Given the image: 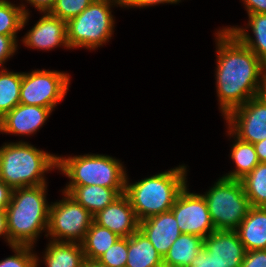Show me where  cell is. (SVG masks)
Instances as JSON below:
<instances>
[{
  "instance_id": "obj_1",
  "label": "cell",
  "mask_w": 266,
  "mask_h": 267,
  "mask_svg": "<svg viewBox=\"0 0 266 267\" xmlns=\"http://www.w3.org/2000/svg\"><path fill=\"white\" fill-rule=\"evenodd\" d=\"M216 88L220 110L225 117L249 99L260 95L266 65L231 31L216 34Z\"/></svg>"
},
{
  "instance_id": "obj_2",
  "label": "cell",
  "mask_w": 266,
  "mask_h": 267,
  "mask_svg": "<svg viewBox=\"0 0 266 267\" xmlns=\"http://www.w3.org/2000/svg\"><path fill=\"white\" fill-rule=\"evenodd\" d=\"M47 185L13 189L6 209L9 245L32 246L40 233L48 229Z\"/></svg>"
},
{
  "instance_id": "obj_3",
  "label": "cell",
  "mask_w": 266,
  "mask_h": 267,
  "mask_svg": "<svg viewBox=\"0 0 266 267\" xmlns=\"http://www.w3.org/2000/svg\"><path fill=\"white\" fill-rule=\"evenodd\" d=\"M186 166L155 174L130 184L126 176L125 195L139 221L169 211L187 185Z\"/></svg>"
},
{
  "instance_id": "obj_4",
  "label": "cell",
  "mask_w": 266,
  "mask_h": 267,
  "mask_svg": "<svg viewBox=\"0 0 266 267\" xmlns=\"http://www.w3.org/2000/svg\"><path fill=\"white\" fill-rule=\"evenodd\" d=\"M57 168V155L39 150L27 142L0 147V180L12 189L47 184L44 173Z\"/></svg>"
},
{
  "instance_id": "obj_5",
  "label": "cell",
  "mask_w": 266,
  "mask_h": 267,
  "mask_svg": "<svg viewBox=\"0 0 266 267\" xmlns=\"http://www.w3.org/2000/svg\"><path fill=\"white\" fill-rule=\"evenodd\" d=\"M123 167L119 160L107 155L57 156L58 170L70 178L66 186L100 185L125 189L127 174Z\"/></svg>"
},
{
  "instance_id": "obj_6",
  "label": "cell",
  "mask_w": 266,
  "mask_h": 267,
  "mask_svg": "<svg viewBox=\"0 0 266 267\" xmlns=\"http://www.w3.org/2000/svg\"><path fill=\"white\" fill-rule=\"evenodd\" d=\"M121 6V0H94L81 14L66 22L67 42L71 49H96L113 34L114 18L111 6Z\"/></svg>"
},
{
  "instance_id": "obj_7",
  "label": "cell",
  "mask_w": 266,
  "mask_h": 267,
  "mask_svg": "<svg viewBox=\"0 0 266 267\" xmlns=\"http://www.w3.org/2000/svg\"><path fill=\"white\" fill-rule=\"evenodd\" d=\"M203 197L215 230H236L251 208L240 180L221 177Z\"/></svg>"
},
{
  "instance_id": "obj_8",
  "label": "cell",
  "mask_w": 266,
  "mask_h": 267,
  "mask_svg": "<svg viewBox=\"0 0 266 267\" xmlns=\"http://www.w3.org/2000/svg\"><path fill=\"white\" fill-rule=\"evenodd\" d=\"M64 198L50 204L48 229L45 236L51 241L82 243L93 222V215L68 193Z\"/></svg>"
},
{
  "instance_id": "obj_9",
  "label": "cell",
  "mask_w": 266,
  "mask_h": 267,
  "mask_svg": "<svg viewBox=\"0 0 266 267\" xmlns=\"http://www.w3.org/2000/svg\"><path fill=\"white\" fill-rule=\"evenodd\" d=\"M70 76L64 72L33 70L22 72L20 103L54 109L69 90Z\"/></svg>"
},
{
  "instance_id": "obj_10",
  "label": "cell",
  "mask_w": 266,
  "mask_h": 267,
  "mask_svg": "<svg viewBox=\"0 0 266 267\" xmlns=\"http://www.w3.org/2000/svg\"><path fill=\"white\" fill-rule=\"evenodd\" d=\"M224 118L229 136L252 144L266 139V100L261 95L249 99Z\"/></svg>"
},
{
  "instance_id": "obj_11",
  "label": "cell",
  "mask_w": 266,
  "mask_h": 267,
  "mask_svg": "<svg viewBox=\"0 0 266 267\" xmlns=\"http://www.w3.org/2000/svg\"><path fill=\"white\" fill-rule=\"evenodd\" d=\"M187 187L179 193L170 210L182 233L206 238L215 231L207 202L202 194L190 193Z\"/></svg>"
},
{
  "instance_id": "obj_12",
  "label": "cell",
  "mask_w": 266,
  "mask_h": 267,
  "mask_svg": "<svg viewBox=\"0 0 266 267\" xmlns=\"http://www.w3.org/2000/svg\"><path fill=\"white\" fill-rule=\"evenodd\" d=\"M203 248L216 267H241L246 253L236 230H215L203 239Z\"/></svg>"
},
{
  "instance_id": "obj_13",
  "label": "cell",
  "mask_w": 266,
  "mask_h": 267,
  "mask_svg": "<svg viewBox=\"0 0 266 267\" xmlns=\"http://www.w3.org/2000/svg\"><path fill=\"white\" fill-rule=\"evenodd\" d=\"M93 221L121 238H128L139 230V223L136 213L131 206L128 197L122 194L113 203L98 211L93 216Z\"/></svg>"
},
{
  "instance_id": "obj_14",
  "label": "cell",
  "mask_w": 266,
  "mask_h": 267,
  "mask_svg": "<svg viewBox=\"0 0 266 267\" xmlns=\"http://www.w3.org/2000/svg\"><path fill=\"white\" fill-rule=\"evenodd\" d=\"M43 14L45 15L23 37V44L41 50H51L60 45L70 49L67 42L66 21L52 16L49 12Z\"/></svg>"
},
{
  "instance_id": "obj_15",
  "label": "cell",
  "mask_w": 266,
  "mask_h": 267,
  "mask_svg": "<svg viewBox=\"0 0 266 267\" xmlns=\"http://www.w3.org/2000/svg\"><path fill=\"white\" fill-rule=\"evenodd\" d=\"M53 109L19 103L0 119V132L31 135L42 127Z\"/></svg>"
},
{
  "instance_id": "obj_16",
  "label": "cell",
  "mask_w": 266,
  "mask_h": 267,
  "mask_svg": "<svg viewBox=\"0 0 266 267\" xmlns=\"http://www.w3.org/2000/svg\"><path fill=\"white\" fill-rule=\"evenodd\" d=\"M139 230L150 240L162 257L182 234L171 210L140 221Z\"/></svg>"
},
{
  "instance_id": "obj_17",
  "label": "cell",
  "mask_w": 266,
  "mask_h": 267,
  "mask_svg": "<svg viewBox=\"0 0 266 267\" xmlns=\"http://www.w3.org/2000/svg\"><path fill=\"white\" fill-rule=\"evenodd\" d=\"M63 192L68 193L93 216L113 203L125 189H112L100 185L66 186Z\"/></svg>"
},
{
  "instance_id": "obj_18",
  "label": "cell",
  "mask_w": 266,
  "mask_h": 267,
  "mask_svg": "<svg viewBox=\"0 0 266 267\" xmlns=\"http://www.w3.org/2000/svg\"><path fill=\"white\" fill-rule=\"evenodd\" d=\"M236 231L246 251L266 249V207H251Z\"/></svg>"
},
{
  "instance_id": "obj_19",
  "label": "cell",
  "mask_w": 266,
  "mask_h": 267,
  "mask_svg": "<svg viewBox=\"0 0 266 267\" xmlns=\"http://www.w3.org/2000/svg\"><path fill=\"white\" fill-rule=\"evenodd\" d=\"M202 237L182 233L163 257V267H186L193 265L203 249Z\"/></svg>"
},
{
  "instance_id": "obj_20",
  "label": "cell",
  "mask_w": 266,
  "mask_h": 267,
  "mask_svg": "<svg viewBox=\"0 0 266 267\" xmlns=\"http://www.w3.org/2000/svg\"><path fill=\"white\" fill-rule=\"evenodd\" d=\"M125 267H163V257L140 230L128 237Z\"/></svg>"
},
{
  "instance_id": "obj_21",
  "label": "cell",
  "mask_w": 266,
  "mask_h": 267,
  "mask_svg": "<svg viewBox=\"0 0 266 267\" xmlns=\"http://www.w3.org/2000/svg\"><path fill=\"white\" fill-rule=\"evenodd\" d=\"M249 23L254 39L247 29L240 27H225L224 30L231 31L245 46L252 50L258 58L266 65V14H248Z\"/></svg>"
},
{
  "instance_id": "obj_22",
  "label": "cell",
  "mask_w": 266,
  "mask_h": 267,
  "mask_svg": "<svg viewBox=\"0 0 266 267\" xmlns=\"http://www.w3.org/2000/svg\"><path fill=\"white\" fill-rule=\"evenodd\" d=\"M43 258L46 267H82L85 260L81 243L51 240Z\"/></svg>"
},
{
  "instance_id": "obj_23",
  "label": "cell",
  "mask_w": 266,
  "mask_h": 267,
  "mask_svg": "<svg viewBox=\"0 0 266 267\" xmlns=\"http://www.w3.org/2000/svg\"><path fill=\"white\" fill-rule=\"evenodd\" d=\"M119 238L116 233L111 232L108 228L91 223L82 241V248L85 259L97 260L106 252Z\"/></svg>"
},
{
  "instance_id": "obj_24",
  "label": "cell",
  "mask_w": 266,
  "mask_h": 267,
  "mask_svg": "<svg viewBox=\"0 0 266 267\" xmlns=\"http://www.w3.org/2000/svg\"><path fill=\"white\" fill-rule=\"evenodd\" d=\"M235 144L231 149V158L235 162L236 168L233 172H229L222 176L228 179L241 180L245 175L250 173L260 162L257 157L254 145L244 142L237 137Z\"/></svg>"
},
{
  "instance_id": "obj_25",
  "label": "cell",
  "mask_w": 266,
  "mask_h": 267,
  "mask_svg": "<svg viewBox=\"0 0 266 267\" xmlns=\"http://www.w3.org/2000/svg\"><path fill=\"white\" fill-rule=\"evenodd\" d=\"M21 72L0 70V119L20 103Z\"/></svg>"
},
{
  "instance_id": "obj_26",
  "label": "cell",
  "mask_w": 266,
  "mask_h": 267,
  "mask_svg": "<svg viewBox=\"0 0 266 267\" xmlns=\"http://www.w3.org/2000/svg\"><path fill=\"white\" fill-rule=\"evenodd\" d=\"M240 181L251 207H266V162H260Z\"/></svg>"
},
{
  "instance_id": "obj_27",
  "label": "cell",
  "mask_w": 266,
  "mask_h": 267,
  "mask_svg": "<svg viewBox=\"0 0 266 267\" xmlns=\"http://www.w3.org/2000/svg\"><path fill=\"white\" fill-rule=\"evenodd\" d=\"M24 4L16 6L7 0H0V35L16 36L29 18Z\"/></svg>"
},
{
  "instance_id": "obj_28",
  "label": "cell",
  "mask_w": 266,
  "mask_h": 267,
  "mask_svg": "<svg viewBox=\"0 0 266 267\" xmlns=\"http://www.w3.org/2000/svg\"><path fill=\"white\" fill-rule=\"evenodd\" d=\"M94 0H56L49 11L52 16L68 21L81 14Z\"/></svg>"
},
{
  "instance_id": "obj_29",
  "label": "cell",
  "mask_w": 266,
  "mask_h": 267,
  "mask_svg": "<svg viewBox=\"0 0 266 267\" xmlns=\"http://www.w3.org/2000/svg\"><path fill=\"white\" fill-rule=\"evenodd\" d=\"M128 257V238H119L97 260L108 267H125Z\"/></svg>"
},
{
  "instance_id": "obj_30",
  "label": "cell",
  "mask_w": 266,
  "mask_h": 267,
  "mask_svg": "<svg viewBox=\"0 0 266 267\" xmlns=\"http://www.w3.org/2000/svg\"><path fill=\"white\" fill-rule=\"evenodd\" d=\"M13 256L0 261V267H38L39 257L33 254L32 246H12ZM32 251V252H31Z\"/></svg>"
},
{
  "instance_id": "obj_31",
  "label": "cell",
  "mask_w": 266,
  "mask_h": 267,
  "mask_svg": "<svg viewBox=\"0 0 266 267\" xmlns=\"http://www.w3.org/2000/svg\"><path fill=\"white\" fill-rule=\"evenodd\" d=\"M17 36L0 35V67L17 50Z\"/></svg>"
},
{
  "instance_id": "obj_32",
  "label": "cell",
  "mask_w": 266,
  "mask_h": 267,
  "mask_svg": "<svg viewBox=\"0 0 266 267\" xmlns=\"http://www.w3.org/2000/svg\"><path fill=\"white\" fill-rule=\"evenodd\" d=\"M241 267H266V249L246 251Z\"/></svg>"
},
{
  "instance_id": "obj_33",
  "label": "cell",
  "mask_w": 266,
  "mask_h": 267,
  "mask_svg": "<svg viewBox=\"0 0 266 267\" xmlns=\"http://www.w3.org/2000/svg\"><path fill=\"white\" fill-rule=\"evenodd\" d=\"M181 0H121V7H148V6H154L156 4L161 3H170V4H176Z\"/></svg>"
},
{
  "instance_id": "obj_34",
  "label": "cell",
  "mask_w": 266,
  "mask_h": 267,
  "mask_svg": "<svg viewBox=\"0 0 266 267\" xmlns=\"http://www.w3.org/2000/svg\"><path fill=\"white\" fill-rule=\"evenodd\" d=\"M248 14H266V0H242Z\"/></svg>"
},
{
  "instance_id": "obj_35",
  "label": "cell",
  "mask_w": 266,
  "mask_h": 267,
  "mask_svg": "<svg viewBox=\"0 0 266 267\" xmlns=\"http://www.w3.org/2000/svg\"><path fill=\"white\" fill-rule=\"evenodd\" d=\"M13 189L0 180V211H6L10 204Z\"/></svg>"
},
{
  "instance_id": "obj_36",
  "label": "cell",
  "mask_w": 266,
  "mask_h": 267,
  "mask_svg": "<svg viewBox=\"0 0 266 267\" xmlns=\"http://www.w3.org/2000/svg\"><path fill=\"white\" fill-rule=\"evenodd\" d=\"M194 265L198 267H216L215 261L204 248L201 250L199 255L196 257L194 261Z\"/></svg>"
},
{
  "instance_id": "obj_37",
  "label": "cell",
  "mask_w": 266,
  "mask_h": 267,
  "mask_svg": "<svg viewBox=\"0 0 266 267\" xmlns=\"http://www.w3.org/2000/svg\"><path fill=\"white\" fill-rule=\"evenodd\" d=\"M55 1L56 0H27L30 5H33L41 13L49 12L54 6Z\"/></svg>"
},
{
  "instance_id": "obj_38",
  "label": "cell",
  "mask_w": 266,
  "mask_h": 267,
  "mask_svg": "<svg viewBox=\"0 0 266 267\" xmlns=\"http://www.w3.org/2000/svg\"><path fill=\"white\" fill-rule=\"evenodd\" d=\"M259 162H266V139L253 144Z\"/></svg>"
},
{
  "instance_id": "obj_39",
  "label": "cell",
  "mask_w": 266,
  "mask_h": 267,
  "mask_svg": "<svg viewBox=\"0 0 266 267\" xmlns=\"http://www.w3.org/2000/svg\"><path fill=\"white\" fill-rule=\"evenodd\" d=\"M2 235L6 239L5 241L9 243L6 211H0V237Z\"/></svg>"
},
{
  "instance_id": "obj_40",
  "label": "cell",
  "mask_w": 266,
  "mask_h": 267,
  "mask_svg": "<svg viewBox=\"0 0 266 267\" xmlns=\"http://www.w3.org/2000/svg\"><path fill=\"white\" fill-rule=\"evenodd\" d=\"M82 267H108L101 264L98 260L85 259Z\"/></svg>"
},
{
  "instance_id": "obj_41",
  "label": "cell",
  "mask_w": 266,
  "mask_h": 267,
  "mask_svg": "<svg viewBox=\"0 0 266 267\" xmlns=\"http://www.w3.org/2000/svg\"><path fill=\"white\" fill-rule=\"evenodd\" d=\"M260 95L266 100V76L264 79L263 87L261 88Z\"/></svg>"
},
{
  "instance_id": "obj_42",
  "label": "cell",
  "mask_w": 266,
  "mask_h": 267,
  "mask_svg": "<svg viewBox=\"0 0 266 267\" xmlns=\"http://www.w3.org/2000/svg\"><path fill=\"white\" fill-rule=\"evenodd\" d=\"M186 267H198V266H196V265H189V266H186Z\"/></svg>"
}]
</instances>
